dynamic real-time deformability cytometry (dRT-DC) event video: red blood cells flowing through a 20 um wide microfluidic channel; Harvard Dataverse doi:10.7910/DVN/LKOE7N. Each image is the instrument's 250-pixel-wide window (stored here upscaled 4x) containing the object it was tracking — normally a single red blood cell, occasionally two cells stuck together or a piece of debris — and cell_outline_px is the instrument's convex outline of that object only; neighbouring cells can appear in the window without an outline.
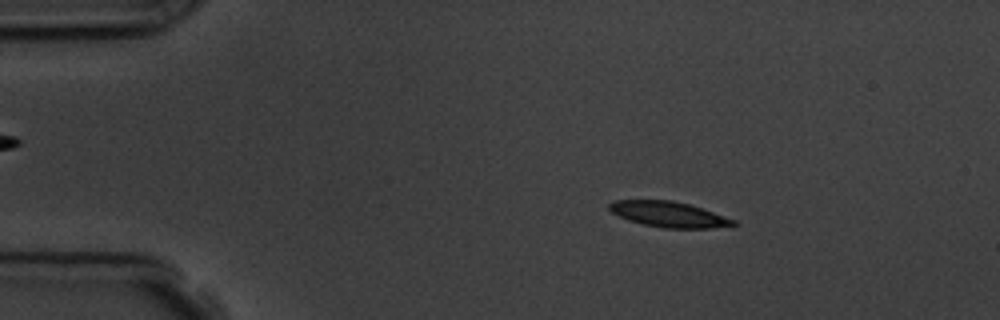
{"species": "common noctule bat (a hibernating species)", "species_latin": "Nyctalus noctula", "temperature_condition": "room temperature", "stored_images_in_passage": 4, "camera_frame_rate_fps": 3000, "um_per_image_px": 0.085, "animal": {"sex": "male", "body_mass_g": 19.5, "forearm_length_mm": 54.6}, "frame": {"image": 1, "passage_image": 2, "time_ms": 1.333, "image_size_px": [1000, 320], "cell_outline_px": [[736, 224], [712, 228], [664, 228], [644, 224], [628, 220], [612, 212], [608, 208], [608, 204], [612, 200], [672, 200], [688, 204], [736, 220]], "centroid_in_image_um": [56.8, 18.21], "position_along_channel_um": 28.2, "area_um2": 18.21}}